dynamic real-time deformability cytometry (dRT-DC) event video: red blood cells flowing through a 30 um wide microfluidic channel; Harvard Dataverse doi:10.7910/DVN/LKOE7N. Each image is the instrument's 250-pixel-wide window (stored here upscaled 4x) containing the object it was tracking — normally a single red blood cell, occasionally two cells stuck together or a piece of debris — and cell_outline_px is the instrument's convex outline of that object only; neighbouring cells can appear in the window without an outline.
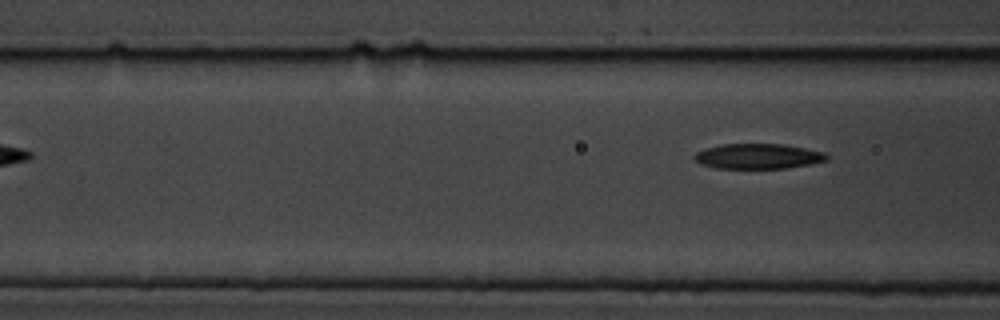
{"species": "common noctule bat (a hibernating species)", "species_latin": "Nyctalus noctula", "temperature_condition": "cold", "stored_images_in_passage": 5, "camera_frame_rate_fps": 3000, "um_per_image_px": 0.085, "animal": {"sex": "male", "body_mass_g": 19.5, "forearm_length_mm": 54.6}, "frame": {"image": 1, "passage_image": 5, "time_ms": 5.333, "image_size_px": [1000, 320], "cell_outline_px": [[828, 160], [812, 164], [788, 168], [716, 168], [700, 164], [692, 156], [696, 152], [720, 144], [784, 144], [824, 152], [828, 156]], "centroid_in_image_um": [64.45, 13.28], "position_along_channel_um": 102.2, "area_um2": 19.42}}